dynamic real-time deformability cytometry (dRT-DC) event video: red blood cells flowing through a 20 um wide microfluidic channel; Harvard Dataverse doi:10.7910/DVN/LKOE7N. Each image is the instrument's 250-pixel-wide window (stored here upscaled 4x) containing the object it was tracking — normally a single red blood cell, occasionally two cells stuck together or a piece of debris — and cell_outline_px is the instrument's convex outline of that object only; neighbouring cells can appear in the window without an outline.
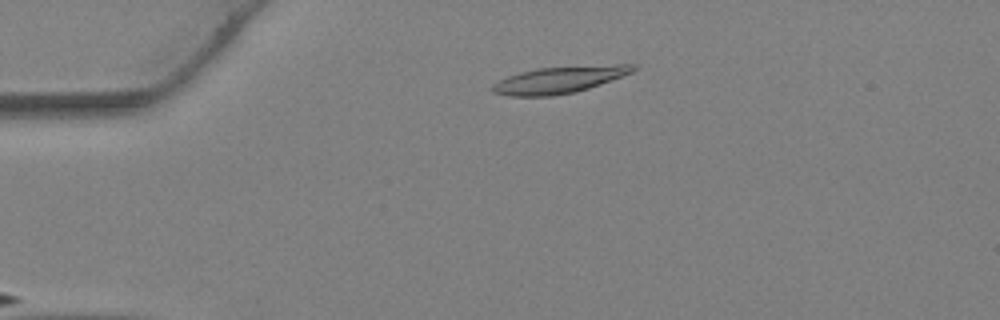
{"species": "Egyptian fruit bat (a non-hibernating species)", "species_latin": "Rousettus aegyptiacus", "temperature_condition": "warm", "stored_images_in_passage": 34, "camera_frame_rate_fps": 3000, "um_per_image_px": 0.085, "animal": {"sex": "female"}, "frame": {"image": 1, "passage_image": 1, "time_ms": 0.0, "image_size_px": [1000, 320], "cell_outline_px": [[636, 68], [632, 72], [600, 84], [576, 92], [552, 96], [508, 96], [492, 92], [492, 84], [508, 76], [520, 72], [540, 68], [616, 64], [636, 64]], "centroid_in_image_um": [47.52, 6.79], "position_along_channel_um": 37.5, "area_um2": 21.73}}
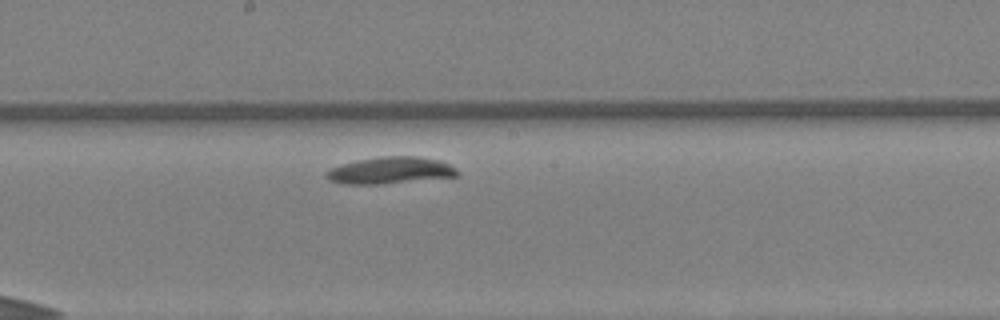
{"frame": {"image": 2, "passage_image": 16, "time_ms": 5.0, "image_size_px": [1000, 320], "cell_outline_px": [[460, 172], [456, 176], [384, 184], [344, 184], [328, 180], [324, 176], [324, 172], [332, 168], [356, 160], [384, 156], [416, 156], [440, 160], [456, 168]], "centroid_in_image_um": [33.16, 14.49], "position_along_channel_um": 215.0, "area_um2": 20.46}}
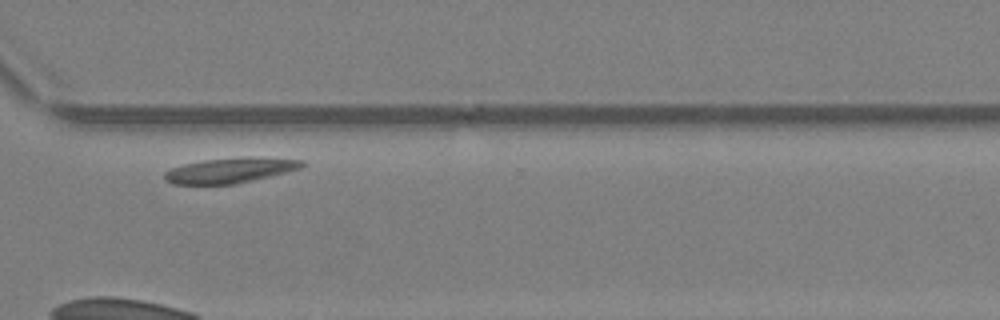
{"frame": {"image": 3, "passage_image": 25, "time_ms": 8.0, "image_size_px": [1000, 320], "cell_outline_px": [[308, 164], [300, 168], [236, 184], [172, 184], [164, 180], [164, 172], [172, 168], [184, 164], [204, 160], [244, 156], [264, 156], [304, 160]], "centroid_in_image_um": [19.6, 14.45], "position_along_channel_um": 351.0, "area_um2": 20.4}}